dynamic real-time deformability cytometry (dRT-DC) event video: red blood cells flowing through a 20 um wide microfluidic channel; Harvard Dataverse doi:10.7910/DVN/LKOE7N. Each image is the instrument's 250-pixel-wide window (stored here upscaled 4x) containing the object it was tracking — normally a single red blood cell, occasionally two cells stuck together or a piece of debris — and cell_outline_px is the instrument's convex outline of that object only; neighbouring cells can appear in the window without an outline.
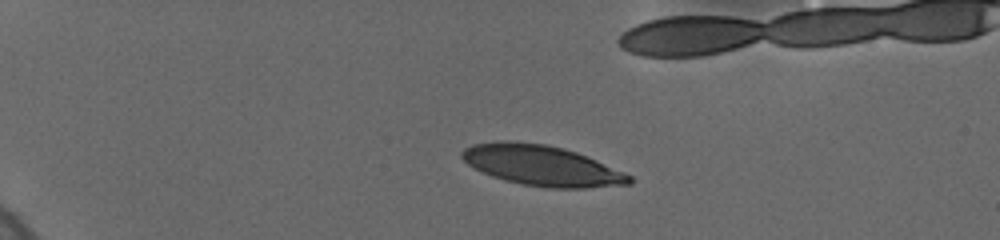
{"species": "human", "species_latin": "Homo sapiens", "temperature_condition": "cold", "stored_images_in_passage": 48, "camera_frame_rate_fps": 3000, "um_per_image_px": 0.085, "donor": {"sex": "female"}, "frame": {"image": 1, "passage_image": 1, "time_ms": 0.0, "image_size_px": [1000, 240], "cell_outline_px": [[632, 184], [584, 188], [548, 188], [520, 184], [504, 180], [492, 176], [468, 164], [460, 156], [460, 152], [464, 148], [472, 144], [500, 140], [516, 140], [544, 144], [564, 148], [576, 152], [596, 160], [624, 172], [632, 176]], "centroid_in_image_um": [46.03, 14.06], "position_along_channel_um": 39.0, "area_um2": 39.54}}
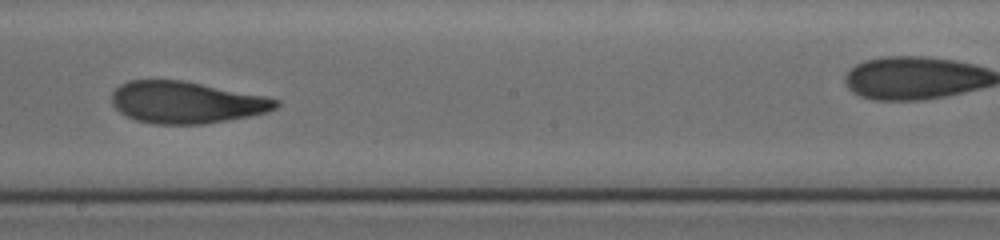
{"frame": {"image": 2, "passage_image": 23, "time_ms": 7.333, "image_size_px": [1000, 240], "cell_outline_px": [[280, 104], [276, 108], [268, 112], [248, 116], [204, 124], [152, 124], [136, 120], [120, 112], [112, 104], [112, 92], [120, 84], [128, 80], [180, 80], [264, 96], [280, 100]], "centroid_in_image_um": [15.81, 8.71], "position_along_channel_um": 232.4, "area_um2": 39.77}}
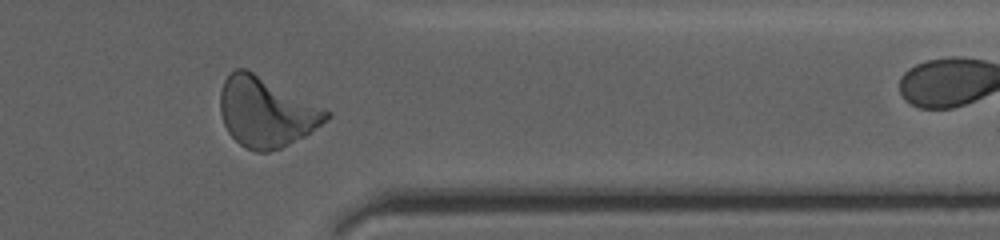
{"frame": {"image": 3, "passage_image": 37, "time_ms": 11.667, "image_size_px": [1000, 240], "cell_outline_px": [[332, 116], [304, 136], [280, 148], [268, 152], [256, 152], [240, 144], [228, 132], [224, 124], [220, 112], [220, 92], [224, 80], [236, 68], [244, 68], [332, 112]], "centroid_in_image_um": [22.6, 9.54], "position_along_channel_um": 388.8, "area_um2": 42.43}}